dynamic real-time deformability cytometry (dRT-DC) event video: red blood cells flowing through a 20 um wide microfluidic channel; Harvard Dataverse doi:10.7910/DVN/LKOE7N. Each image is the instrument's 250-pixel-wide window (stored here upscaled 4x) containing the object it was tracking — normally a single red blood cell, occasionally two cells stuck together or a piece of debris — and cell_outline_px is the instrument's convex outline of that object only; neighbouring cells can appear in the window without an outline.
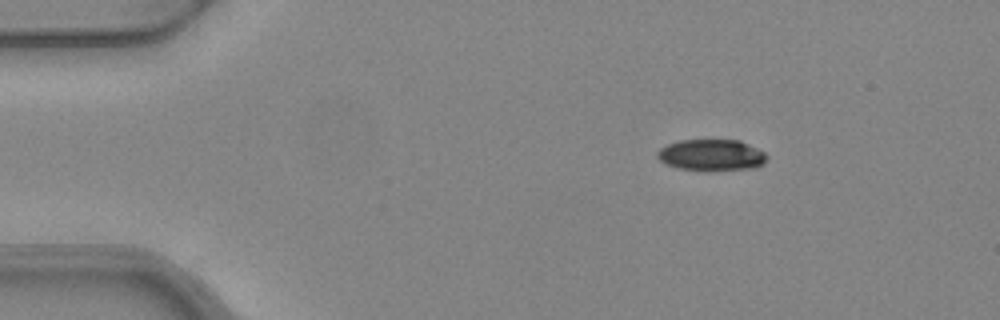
{"species": "common noctule bat (a hibernating species)", "species_latin": "Nyctalus noctula", "temperature_condition": "warm", "stored_images_in_passage": 6, "camera_frame_rate_fps": 3000, "um_per_image_px": 0.085, "animal": {"sex": "female", "body_mass_g": 24.6, "forearm_length_mm": 56.2}, "frame": {"image": 1, "passage_image": 3, "time_ms": 0.667, "image_size_px": [1000, 320], "cell_outline_px": [[768, 156], [764, 164], [756, 168], [676, 168], [664, 164], [656, 156], [656, 152], [660, 148], [668, 144], [680, 140], [740, 140], [764, 152]], "centroid_in_image_um": [60.46, 13.14], "position_along_channel_um": 24.5, "area_um2": 19.42}}
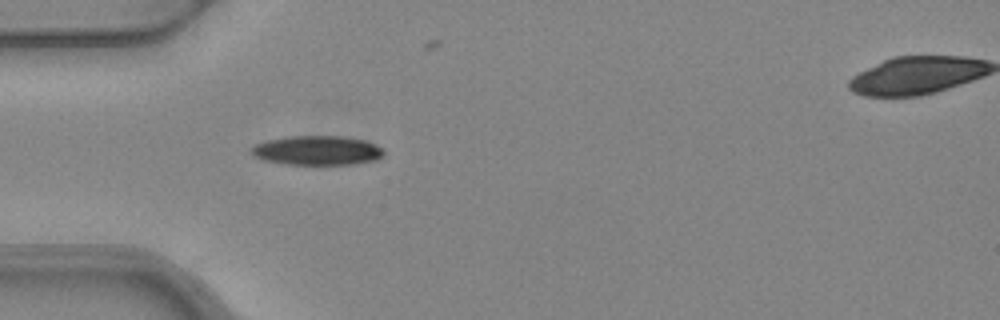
{"frame": {"image": 2, "passage_image": 5, "time_ms": 1.333, "image_size_px": [1000, 320], "cell_outline_px": [[384, 156], [376, 160], [352, 164], [284, 164], [264, 160], [256, 156], [248, 148], [252, 144], [264, 140], [288, 136], [344, 136], [364, 140], [376, 144], [384, 148]], "centroid_in_image_um": [26.95, 12.77], "position_along_channel_um": 58.0, "area_um2": 22.95}}